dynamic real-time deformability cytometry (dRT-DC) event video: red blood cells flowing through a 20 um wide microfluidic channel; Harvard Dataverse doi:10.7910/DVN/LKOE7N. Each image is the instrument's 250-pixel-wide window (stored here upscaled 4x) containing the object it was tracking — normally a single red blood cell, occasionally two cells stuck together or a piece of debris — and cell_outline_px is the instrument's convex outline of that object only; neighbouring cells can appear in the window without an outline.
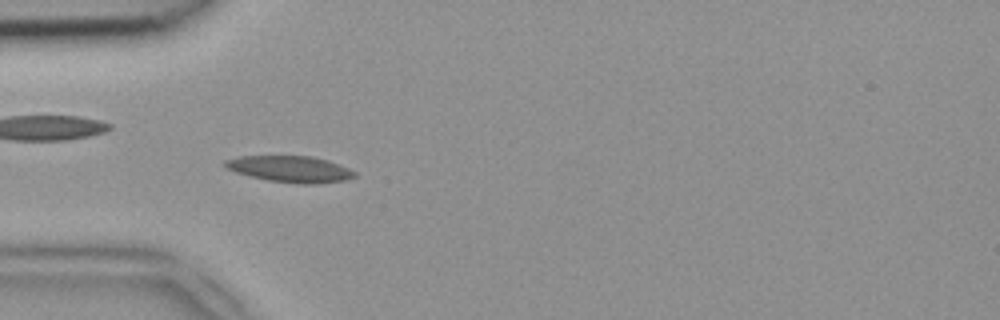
{"species": "common noctule bat (a hibernating species)", "species_latin": "Nyctalus noctula", "temperature_condition": "room temperature", "stored_images_in_passage": 44, "camera_frame_rate_fps": 3000, "um_per_image_px": 0.085, "animal": {"sex": "female", "body_mass_g": 18.4}, "frame": {"image": 1, "passage_image": 10, "time_ms": 3.0, "image_size_px": [1000, 320], "cell_outline_px": [[356, 176], [344, 180], [316, 184], [300, 184], [268, 180], [236, 172], [228, 168], [224, 164], [224, 160], [240, 156], [312, 156], [348, 168], [356, 172]], "centroid_in_image_um": [24.66, 14.37], "position_along_channel_um": 60.3, "area_um2": 19.54}}
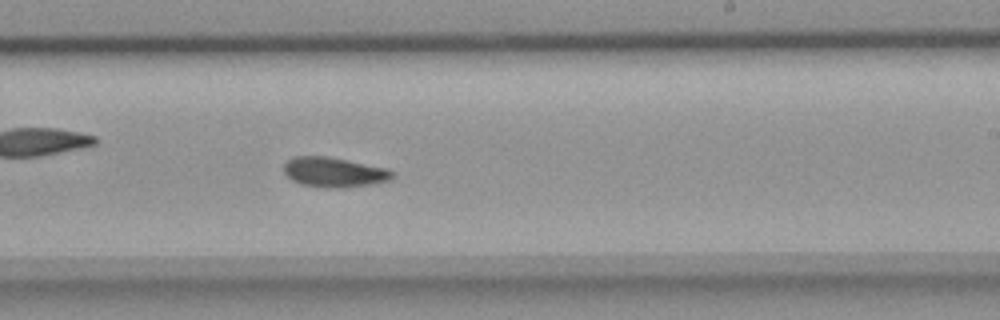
{"frame": {"image": 2, "passage_image": 25, "time_ms": 8.0, "image_size_px": [1000, 320], "cell_outline_px": [[396, 172], [388, 180], [372, 184], [344, 188], [324, 188], [300, 184], [292, 180], [284, 172], [284, 164], [292, 156], [328, 156], [388, 168]], "centroid_in_image_um": [28.39, 14.64], "position_along_channel_um": 260.6, "area_um2": 19.07}}
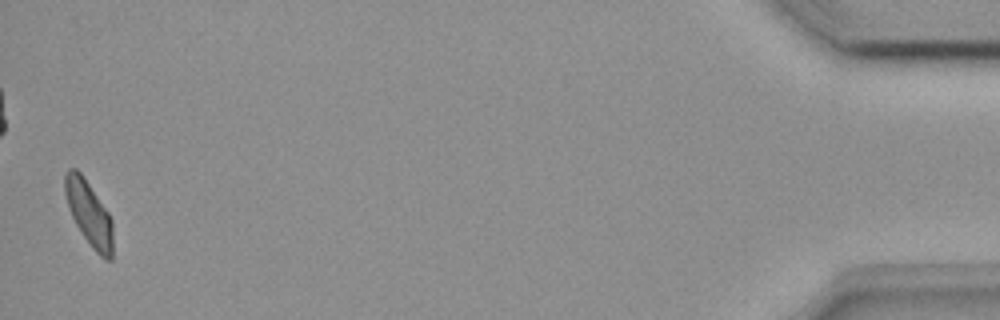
{"frame": {"image": 3, "passage_image": 44, "time_ms": 14.333, "image_size_px": [1000, 320], "cell_outline_px": [[112, 260], [104, 260], [92, 248], [76, 224], [68, 208], [64, 192], [64, 172], [68, 168], [76, 168], [84, 176], [108, 212], [112, 220]], "centroid_in_image_um": [7.55, 18.1], "position_along_channel_um": 427.7, "area_um2": 18.15}}